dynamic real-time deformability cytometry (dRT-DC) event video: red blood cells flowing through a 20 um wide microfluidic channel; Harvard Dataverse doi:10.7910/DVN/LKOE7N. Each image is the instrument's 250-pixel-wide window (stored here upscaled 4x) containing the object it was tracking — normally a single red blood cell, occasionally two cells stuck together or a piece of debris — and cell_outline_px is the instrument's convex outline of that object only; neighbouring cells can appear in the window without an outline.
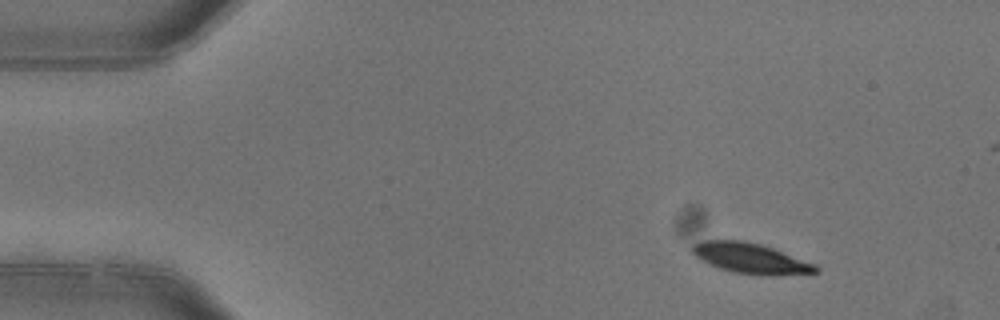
{"species": "common noctule bat (a hibernating species)", "species_latin": "Nyctalus noctula", "temperature_condition": "warm", "stored_images_in_passage": 5, "camera_frame_rate_fps": 3000, "um_per_image_px": 0.085, "animal": {"sex": "female"}, "frame": {"image": 1, "passage_image": 1, "time_ms": 0.0, "image_size_px": [1000, 320], "cell_outline_px": [[820, 272], [772, 276], [768, 276], [732, 272], [708, 264], [700, 260], [692, 252], [692, 244], [704, 240], [744, 240], [760, 244], [772, 248], [816, 264], [820, 268]], "centroid_in_image_um": [63.81, 21.96], "position_along_channel_um": 21.2, "area_um2": 21.96}}
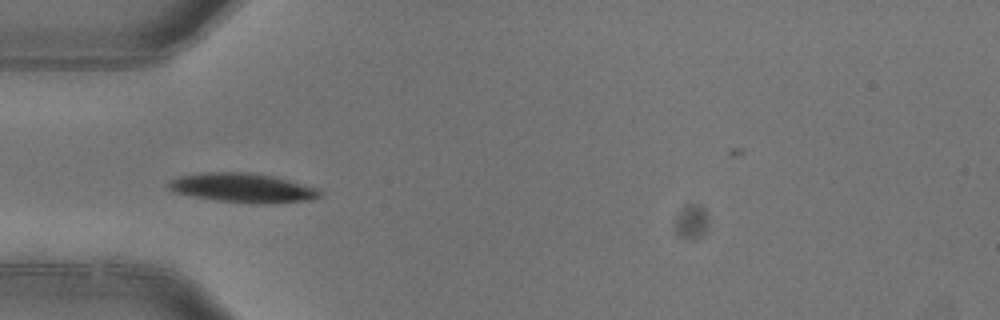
{"frame": {"image": 2, "passage_image": 4, "time_ms": 1.0, "image_size_px": [1000, 320], "cell_outline_px": [[320, 196], [312, 200], [272, 204], [260, 204], [220, 200], [192, 196], [172, 192], [164, 184], [180, 176], [204, 172], [248, 172], [272, 176], [316, 188], [320, 192]], "centroid_in_image_um": [20.59, 15.97], "position_along_channel_um": 64.4, "area_um2": 25.66}}